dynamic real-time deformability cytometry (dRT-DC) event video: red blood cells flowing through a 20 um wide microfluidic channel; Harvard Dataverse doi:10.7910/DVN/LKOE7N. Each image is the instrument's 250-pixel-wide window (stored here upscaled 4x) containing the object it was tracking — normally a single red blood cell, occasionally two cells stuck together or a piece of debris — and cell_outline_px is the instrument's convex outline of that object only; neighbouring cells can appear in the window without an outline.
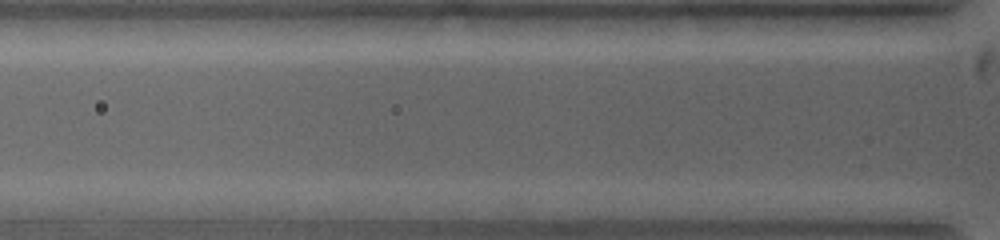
{"species": "common noctule bat (a hibernating species)", "species_latin": "Nyctalus noctula", "temperature_condition": "warm", "stored_images_in_passage": 2, "camera_frame_rate_fps": 5000, "um_per_image_px": 0.085, "animal": {"sex": "female", "body_mass_g": 19.0, "forearm_length_mm": 53.3}, "frame": {"image": 1, "passage_image": 2, "time_ms": 0.2, "image_size_px": [1000, 240], "cell_outline_px": [[932, 180], [852, 180], [788, 176], [780, 172], [816, 168], [896, 168], [916, 172], [928, 176]], "centroid_in_image_um": [73.01, 14.79], "position_along_channel_um": 52.8, "area_um2": 10.29}}